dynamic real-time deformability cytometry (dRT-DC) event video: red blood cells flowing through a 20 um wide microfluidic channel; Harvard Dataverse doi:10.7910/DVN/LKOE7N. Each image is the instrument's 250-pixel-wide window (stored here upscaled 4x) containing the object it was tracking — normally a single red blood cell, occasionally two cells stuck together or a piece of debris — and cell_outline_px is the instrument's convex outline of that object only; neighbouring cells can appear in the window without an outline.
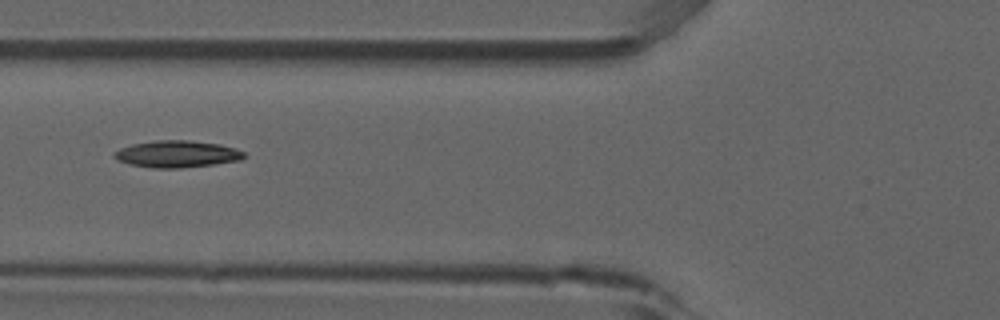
{"species": "common noctule bat (a hibernating species)", "species_latin": "Nyctalus noctula", "temperature_condition": "room temperature", "stored_images_in_passage": 30, "camera_frame_rate_fps": 3000, "um_per_image_px": 0.085, "animal": {"sex": "male", "forearm_length_mm": 52.5}, "frame": {"image": 1, "passage_image": 5, "time_ms": 1.333, "image_size_px": [1000, 320], "cell_outline_px": [[244, 156], [240, 160], [212, 164], [180, 168], [152, 168], [128, 164], [116, 160], [112, 156], [112, 152], [120, 148], [132, 144], [156, 140], [188, 140], [220, 144], [236, 148], [244, 152]], "centroid_in_image_um": [14.98, 13.09], "position_along_channel_um": 110.8, "area_um2": 20.4}, "authors_computed_cell_mechanics": {"area_um2": 19.4786, "velocity_mm_per_s": 3.8629, "shape_relaxation_time_tau1_ms": 8.6824, "shape_relaxation_time_tau2_ms": 8.9648, "deformation_change_tau1": 0.2169, "deformation_change_tau2": 0.18}}